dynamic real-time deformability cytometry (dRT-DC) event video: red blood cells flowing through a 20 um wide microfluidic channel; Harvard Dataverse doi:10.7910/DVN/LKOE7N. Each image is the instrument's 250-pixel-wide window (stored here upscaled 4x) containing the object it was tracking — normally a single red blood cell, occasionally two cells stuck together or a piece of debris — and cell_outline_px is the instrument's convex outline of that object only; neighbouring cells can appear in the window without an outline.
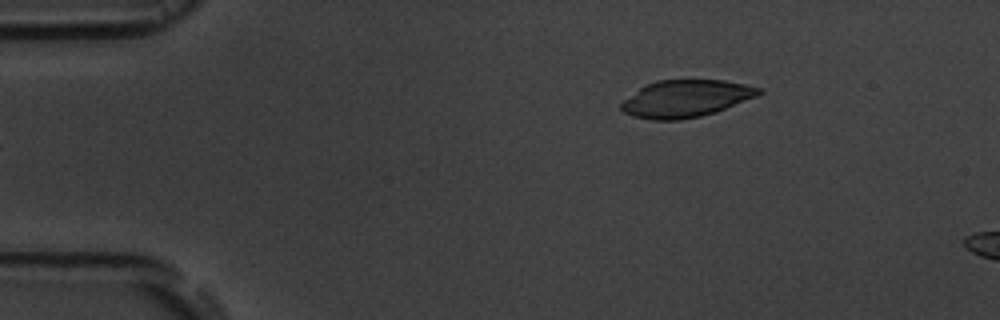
{"species": "common noctule bat (a hibernating species)", "species_latin": "Nyctalus noctula", "temperature_condition": "room temperature", "stored_images_in_passage": 4, "camera_frame_rate_fps": 3000, "um_per_image_px": 0.085, "animal": {"sex": "male", "body_mass_g": 19.5, "forearm_length_mm": 54.6}, "frame": {"image": 1, "passage_image": 4, "time_ms": 3.333, "image_size_px": [1000, 320], "cell_outline_px": [[764, 92], [756, 96], [724, 108], [700, 116], [680, 120], [652, 120], [632, 116], [624, 112], [620, 108], [620, 104], [624, 100], [640, 88], [656, 80], [724, 80], [744, 84], [760, 88]], "centroid_in_image_um": [58.26, 8.38], "position_along_channel_um": 26.7, "area_um2": 29.36}}